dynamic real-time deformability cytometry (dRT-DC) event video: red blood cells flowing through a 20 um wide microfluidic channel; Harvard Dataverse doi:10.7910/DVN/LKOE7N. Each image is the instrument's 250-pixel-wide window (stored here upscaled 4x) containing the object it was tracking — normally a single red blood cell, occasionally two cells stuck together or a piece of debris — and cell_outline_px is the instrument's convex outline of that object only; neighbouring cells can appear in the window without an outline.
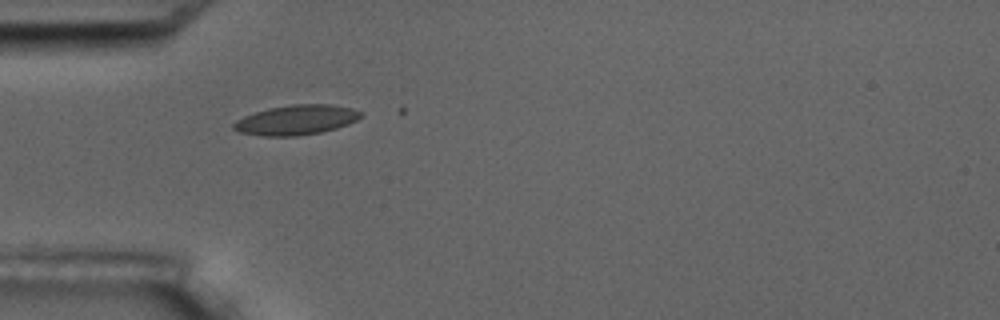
{"species": "common noctule bat (a hibernating species)", "species_latin": "Nyctalus noctula", "temperature_condition": "room temperature", "stored_images_in_passage": 2, "camera_frame_rate_fps": 3000, "um_per_image_px": 0.085, "animal": {"sex": "male", "body_mass_g": 17.5, "forearm_length_mm": 52.3}, "frame": {"image": 1, "passage_image": 1, "time_ms": 0.0, "image_size_px": [1000, 320], "cell_outline_px": [[364, 116], [348, 124], [336, 128], [320, 132], [296, 136], [260, 136], [240, 132], [232, 128], [232, 124], [236, 120], [244, 116], [268, 108], [292, 104], [332, 104], [352, 108], [364, 112]], "centroid_in_image_um": [25.2, 10.19], "position_along_channel_um": 59.8, "area_um2": 22.25}}